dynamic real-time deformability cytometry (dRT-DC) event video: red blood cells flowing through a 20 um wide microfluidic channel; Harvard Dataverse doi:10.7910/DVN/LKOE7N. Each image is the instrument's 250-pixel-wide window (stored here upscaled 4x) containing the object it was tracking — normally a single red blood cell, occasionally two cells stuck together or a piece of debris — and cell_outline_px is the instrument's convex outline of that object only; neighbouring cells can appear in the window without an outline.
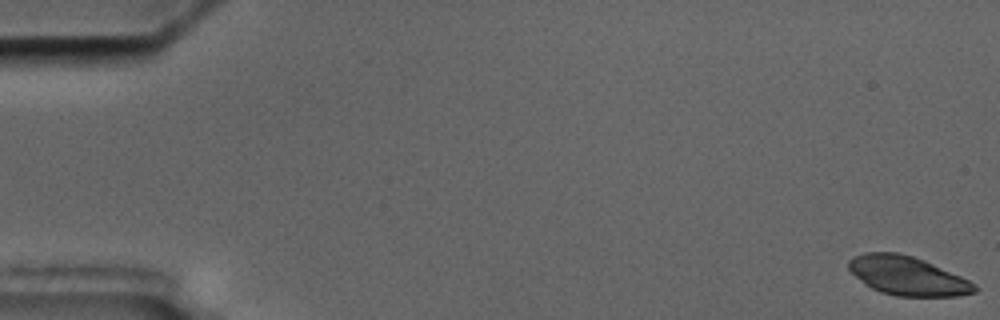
{"species": "common noctule bat (a hibernating species)", "species_latin": "Nyctalus noctula", "temperature_condition": "cold", "stored_images_in_passage": 7, "camera_frame_rate_fps": 3000, "um_per_image_px": 0.085, "animal": {"sex": "male", "body_mass_g": 17.5, "forearm_length_mm": 52.3}, "frame": {"image": 1, "passage_image": 1, "time_ms": 0.0, "image_size_px": [1000, 320], "cell_outline_px": [[980, 288], [976, 292], [960, 296], [896, 296], [880, 292], [864, 284], [848, 268], [848, 260], [852, 256], [864, 252], [900, 252], [924, 260], [960, 276], [976, 284]], "centroid_in_image_um": [77.13, 23.44], "position_along_channel_um": 7.9, "area_um2": 28.67}}